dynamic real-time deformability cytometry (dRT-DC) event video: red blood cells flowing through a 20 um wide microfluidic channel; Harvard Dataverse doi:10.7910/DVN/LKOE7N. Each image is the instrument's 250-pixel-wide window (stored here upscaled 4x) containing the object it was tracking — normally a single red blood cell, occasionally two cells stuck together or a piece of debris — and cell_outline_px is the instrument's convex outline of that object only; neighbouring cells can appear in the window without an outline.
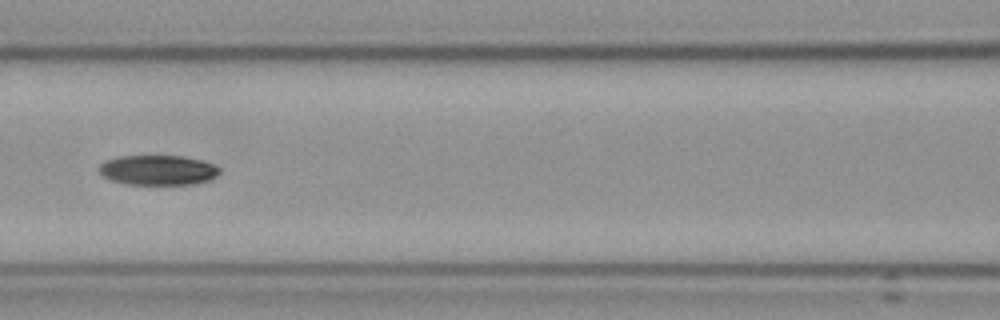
{"species": "Egyptian fruit bat (a non-hibernating species)", "species_latin": "Rousettus aegyptiacus", "temperature_condition": "cold", "stored_images_in_passage": 9, "camera_frame_rate_fps": 3000, "um_per_image_px": 0.085, "frame": {"image": 1, "passage_image": 7, "time_ms": 7.0, "image_size_px": [1000, 320], "cell_outline_px": [[220, 172], [216, 176], [208, 180], [196, 184], [124, 184], [108, 180], [100, 176], [100, 164], [108, 160], [120, 156], [180, 156], [200, 160], [216, 164], [220, 168]], "centroid_in_image_um": [13.42, 14.47], "position_along_channel_um": 153.2, "area_um2": 21.1}}